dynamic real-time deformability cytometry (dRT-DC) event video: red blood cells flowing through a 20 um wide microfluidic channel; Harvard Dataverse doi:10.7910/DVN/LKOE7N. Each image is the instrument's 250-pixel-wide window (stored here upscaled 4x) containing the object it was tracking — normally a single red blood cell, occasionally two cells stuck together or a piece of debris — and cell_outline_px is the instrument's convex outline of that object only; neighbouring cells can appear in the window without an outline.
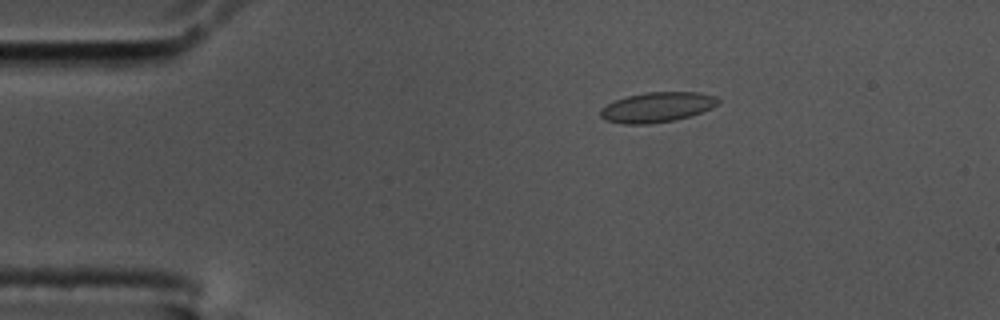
{"species": "common noctule bat (a hibernating species)", "species_latin": "Nyctalus noctula", "temperature_condition": "cold", "stored_images_in_passage": 55, "camera_frame_rate_fps": 3000, "um_per_image_px": 0.085, "animal": {"sex": "male", "body_mass_g": 17.5, "forearm_length_mm": 52.3}, "frame": {"image": 1, "passage_image": 10, "time_ms": 3.0, "image_size_px": [1000, 320], "cell_outline_px": [[720, 104], [712, 108], [688, 116], [672, 120], [648, 124], [624, 124], [604, 120], [600, 116], [600, 108], [616, 100], [628, 96], [648, 92], [700, 92], [716, 96], [720, 100]], "centroid_in_image_um": [55.86, 9.11], "position_along_channel_um": 29.1, "area_um2": 20.52}}
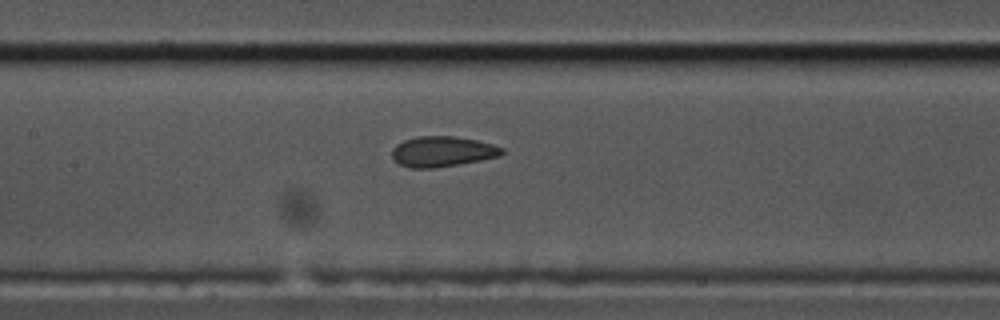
{"frame": {"image": 2, "passage_image": 26, "time_ms": 8.333, "image_size_px": [1000, 320], "cell_outline_px": [[504, 152], [500, 156], [460, 164], [432, 168], [412, 168], [400, 164], [392, 156], [392, 148], [396, 144], [404, 140], [416, 136], [456, 136], [476, 140], [492, 144], [504, 148]], "centroid_in_image_um": [37.61, 12.87], "position_along_channel_um": 169.8, "area_um2": 19.48}}
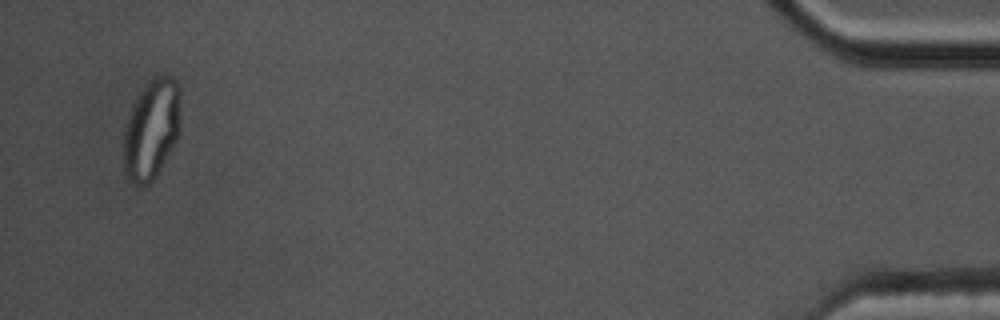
{"frame": {"image": 3, "passage_image": 54, "time_ms": 17.667, "image_size_px": [1000, 320], "cell_outline_px": [[180, 132], [176, 140], [156, 176], [148, 184], [132, 184], [124, 172], [124, 124], [132, 104], [136, 96], [156, 76], [172, 76], [176, 80], [180, 96]], "centroid_in_image_um": [12.87, 10.99], "position_along_channel_um": 422.3, "area_um2": 33.23}}